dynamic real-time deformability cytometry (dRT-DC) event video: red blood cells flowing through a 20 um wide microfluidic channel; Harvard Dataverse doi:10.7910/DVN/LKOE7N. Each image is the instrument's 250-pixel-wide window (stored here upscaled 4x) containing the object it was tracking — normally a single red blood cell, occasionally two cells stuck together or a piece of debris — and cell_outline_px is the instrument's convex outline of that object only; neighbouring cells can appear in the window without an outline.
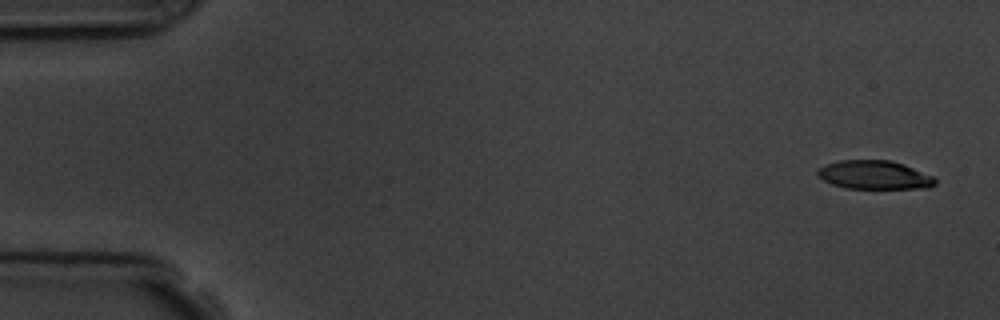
{"species": "common noctule bat (a hibernating species)", "species_latin": "Nyctalus noctula", "temperature_condition": "room temperature", "stored_images_in_passage": 6, "camera_frame_rate_fps": 3000, "um_per_image_px": 0.085, "animal": {"sex": "male", "body_mass_g": 19.5, "forearm_length_mm": 54.6}, "frame": {"image": 1, "passage_image": 1, "time_ms": 0.0, "image_size_px": [1000, 320], "cell_outline_px": [[936, 184], [928, 188], [844, 188], [832, 184], [824, 180], [816, 172], [816, 168], [824, 164], [840, 160], [892, 160], [904, 164], [936, 176]], "centroid_in_image_um": [74.35, 14.86], "position_along_channel_um": 10.7, "area_um2": 19.88}}